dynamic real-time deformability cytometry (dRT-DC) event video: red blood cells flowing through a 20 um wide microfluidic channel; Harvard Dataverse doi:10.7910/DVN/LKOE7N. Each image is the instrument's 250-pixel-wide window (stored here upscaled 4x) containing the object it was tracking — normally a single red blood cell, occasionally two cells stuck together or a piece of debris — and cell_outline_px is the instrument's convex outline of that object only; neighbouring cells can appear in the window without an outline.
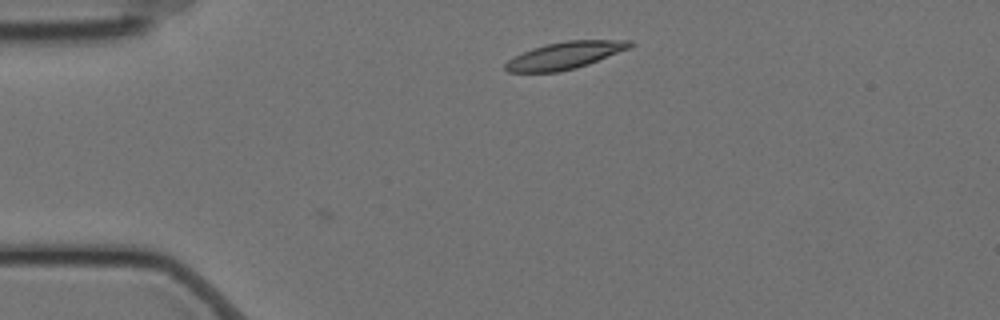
{"species": "Egyptian fruit bat (a non-hibernating species)", "species_latin": "Rousettus aegyptiacus", "temperature_condition": "cold", "stored_images_in_passage": 2, "camera_frame_rate_fps": 3000, "um_per_image_px": 0.085, "animal": {"sex": "female"}, "frame": {"image": 1, "passage_image": 2, "time_ms": 0.333, "image_size_px": [1000, 320], "cell_outline_px": [[632, 44], [628, 48], [588, 64], [576, 68], [560, 72], [508, 72], [504, 68], [504, 64], [508, 60], [532, 48], [548, 44], [568, 40], [632, 40]], "centroid_in_image_um": [47.98, 4.72], "position_along_channel_um": 37.0, "area_um2": 19.36}}